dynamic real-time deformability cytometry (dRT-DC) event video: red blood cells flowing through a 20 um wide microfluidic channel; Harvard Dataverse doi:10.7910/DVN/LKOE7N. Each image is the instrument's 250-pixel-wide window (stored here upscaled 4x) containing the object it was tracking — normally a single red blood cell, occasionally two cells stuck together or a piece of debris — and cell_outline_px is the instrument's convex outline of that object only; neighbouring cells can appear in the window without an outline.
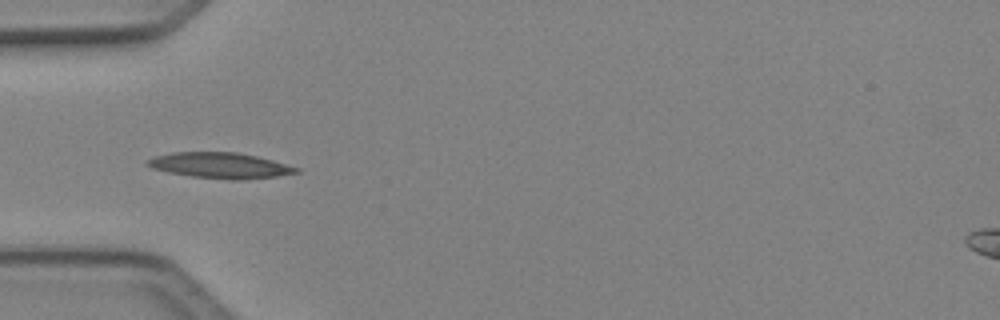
{"species": "Egyptian fruit bat (a non-hibernating species)", "species_latin": "Rousettus aegyptiacus", "temperature_condition": "cold", "stored_images_in_passage": 5, "camera_frame_rate_fps": 3000, "um_per_image_px": 0.085, "animal": {"sex": "female"}, "frame": {"image": 1, "passage_image": 4, "time_ms": 1.0, "image_size_px": [1000, 320], "cell_outline_px": [[300, 172], [276, 176], [244, 180], [232, 180], [192, 176], [168, 172], [152, 168], [144, 164], [144, 160], [156, 156], [172, 152], [236, 152], [256, 156], [272, 160], [300, 168]], "centroid_in_image_um": [18.69, 14.06], "position_along_channel_um": 66.3, "area_um2": 22.31}}
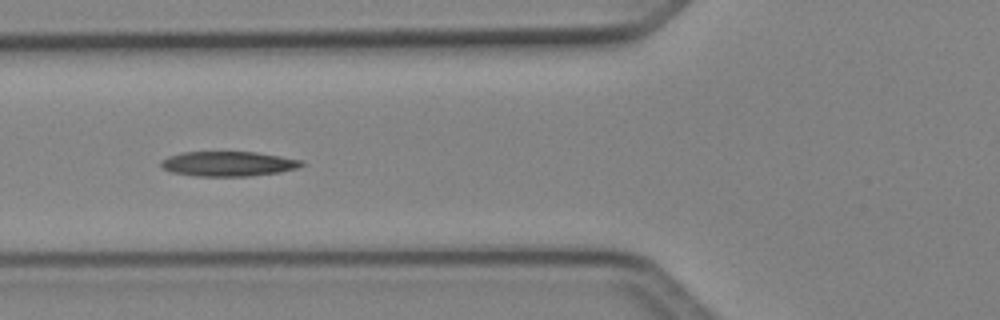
{"frame": {"image": 2, "passage_image": 5, "time_ms": 1.333, "image_size_px": [1000, 320], "cell_outline_px": [[304, 164], [300, 168], [280, 172], [252, 176], [196, 176], [172, 172], [164, 168], [160, 164], [160, 160], [168, 156], [184, 152], [256, 152], [304, 160]], "centroid_in_image_um": [19.44, 13.92], "position_along_channel_um": 106.4, "area_um2": 20.46}}